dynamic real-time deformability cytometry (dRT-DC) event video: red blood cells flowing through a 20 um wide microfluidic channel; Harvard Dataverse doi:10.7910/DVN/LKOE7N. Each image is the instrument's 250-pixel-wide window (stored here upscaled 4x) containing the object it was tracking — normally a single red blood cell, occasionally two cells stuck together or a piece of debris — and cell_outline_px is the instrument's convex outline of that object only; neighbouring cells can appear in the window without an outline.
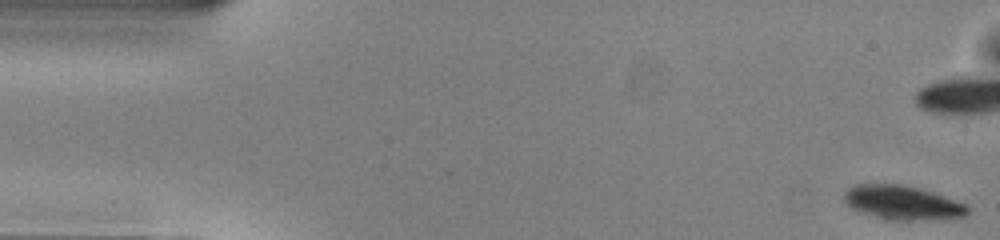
{"species": "common noctule bat (a hibernating species)", "species_latin": "Nyctalus noctula", "temperature_condition": "warm", "stored_images_in_passage": 41, "camera_frame_rate_fps": 3000, "um_per_image_px": 0.085, "animal": {"sex": "male", "body_mass_g": 13.0, "forearm_length_mm": 53.1}, "frame": {"image": 1, "passage_image": 1, "time_ms": 0.0, "image_size_px": [1000, 240], "cell_outline_px": [[968, 212], [964, 216], [912, 220], [892, 220], [856, 212], [844, 200], [844, 192], [848, 188], [856, 184], [904, 184], [920, 188], [932, 192], [964, 204], [968, 208]], "centroid_in_image_um": [76.62, 17.21], "position_along_channel_um": 8.4, "area_um2": 24.16}}
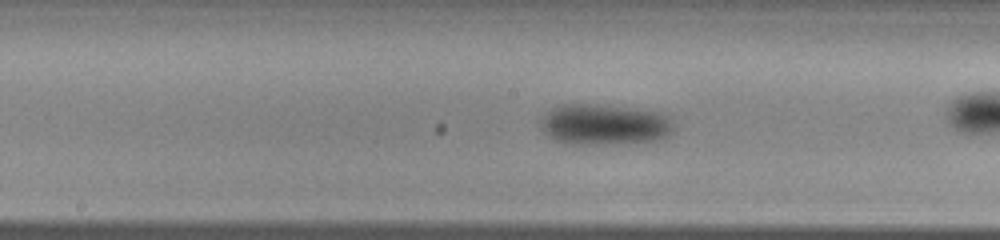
{"frame": {"image": 2, "passage_image": 25, "time_ms": 8.0, "image_size_px": [1000, 240], "cell_outline_px": [[672, 132], [668, 136], [652, 140], [604, 144], [572, 144], [556, 140], [548, 136], [544, 132], [540, 124], [540, 116], [552, 108], [560, 104], [592, 104], [628, 108], [660, 112], [672, 124]], "centroid_in_image_um": [51.27, 10.57], "position_along_channel_um": 196.9, "area_um2": 31.21}}
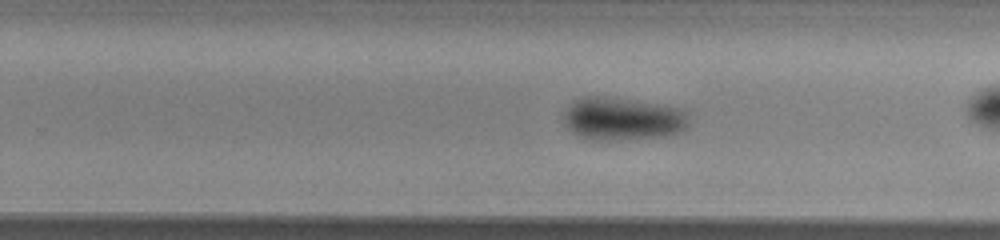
{"frame": {"image": 3, "passage_image": 31, "time_ms": 10.0, "image_size_px": [1000, 240], "cell_outline_px": [[688, 124], [684, 128], [676, 132], [664, 136], [608, 140], [588, 140], [572, 132], [564, 124], [564, 112], [572, 100], [584, 96], [604, 96], [684, 108], [688, 112]], "centroid_in_image_um": [52.88, 10.08], "position_along_channel_um": 276.9, "area_um2": 31.33}}